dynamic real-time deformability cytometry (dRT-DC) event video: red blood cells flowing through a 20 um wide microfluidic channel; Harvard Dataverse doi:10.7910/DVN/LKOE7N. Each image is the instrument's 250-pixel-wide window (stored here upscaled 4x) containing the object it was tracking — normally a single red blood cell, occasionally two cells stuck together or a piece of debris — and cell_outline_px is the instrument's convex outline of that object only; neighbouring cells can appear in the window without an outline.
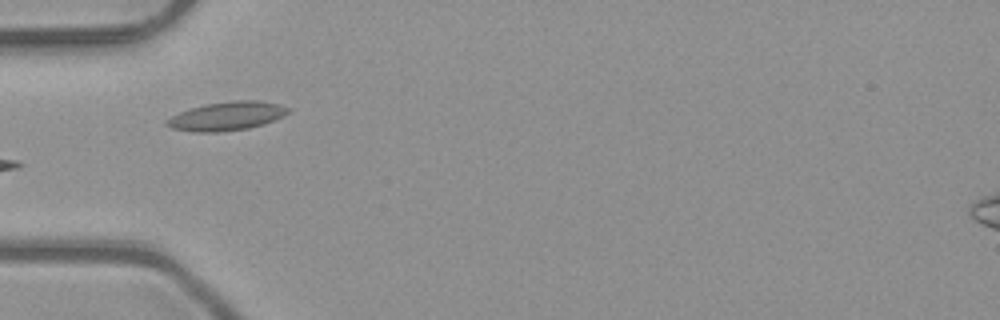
{"species": "common noctule bat (a hibernating species)", "species_latin": "Nyctalus noctula", "temperature_condition": "room temperature", "stored_images_in_passage": 6, "camera_frame_rate_fps": 3000, "um_per_image_px": 0.085, "animal": {"sex": "male", "body_mass_g": 23.1, "forearm_length_mm": 52.7}, "frame": {"image": 1, "passage_image": 4, "time_ms": 1.0, "image_size_px": [1000, 320], "cell_outline_px": [[292, 108], [284, 116], [264, 124], [248, 128], [220, 132], [192, 132], [172, 128], [164, 124], [164, 120], [180, 112], [204, 104], [232, 100], [256, 100], [280, 104]], "centroid_in_image_um": [19.29, 9.86], "position_along_channel_um": 65.7, "area_um2": 20.46}}
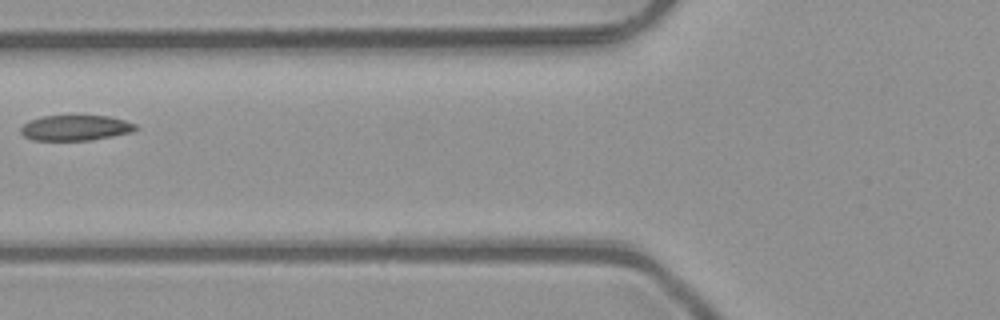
{"frame": {"image": 2, "passage_image": 5, "time_ms": 1.333, "image_size_px": [1000, 320], "cell_outline_px": [[140, 128], [132, 132], [92, 140], [32, 140], [24, 136], [20, 132], [20, 128], [28, 120], [40, 116], [112, 116], [136, 124]], "centroid_in_image_um": [6.42, 10.86], "position_along_channel_um": 119.4, "area_um2": 17.17}}
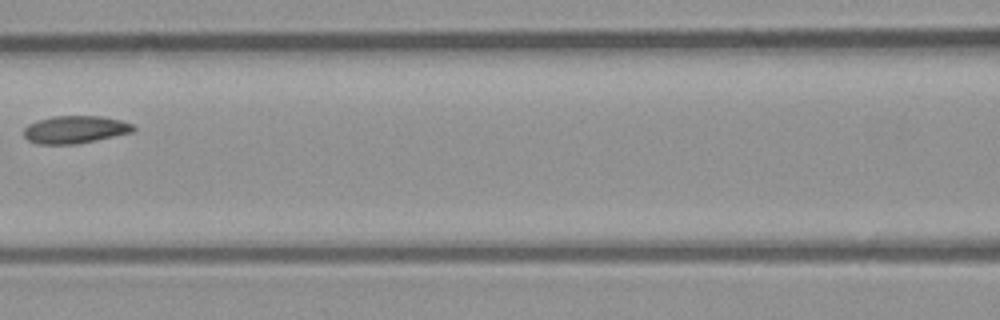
{"frame": {"image": 3, "passage_image": 6, "time_ms": 1.667, "image_size_px": [1000, 320], "cell_outline_px": [[136, 128], [132, 132], [96, 140], [76, 144], [36, 144], [28, 140], [24, 136], [24, 128], [28, 124], [36, 120], [52, 116], [100, 116], [120, 120], [132, 124]], "centroid_in_image_um": [6.34, 11.01], "position_along_channel_um": 160.3, "area_um2": 17.63}}